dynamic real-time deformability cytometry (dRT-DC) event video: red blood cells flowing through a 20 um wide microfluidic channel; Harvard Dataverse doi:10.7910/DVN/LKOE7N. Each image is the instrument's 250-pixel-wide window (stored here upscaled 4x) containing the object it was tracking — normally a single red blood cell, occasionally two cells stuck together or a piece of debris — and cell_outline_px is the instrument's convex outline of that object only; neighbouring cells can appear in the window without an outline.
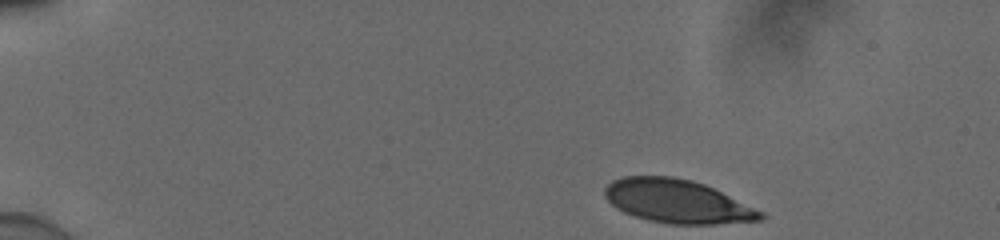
{"species": "human", "species_latin": "Homo sapiens", "temperature_condition": "cold", "stored_images_in_passage": 46, "camera_frame_rate_fps": 3000, "um_per_image_px": 0.085, "donor": {"sex": "male"}, "frame": {"image": 1, "passage_image": 1, "time_ms": 0.0, "image_size_px": [1000, 240], "cell_outline_px": [[768, 216], [764, 220], [716, 224], [668, 224], [648, 220], [624, 212], [616, 208], [604, 196], [604, 188], [612, 180], [624, 176], [672, 176], [692, 180], [704, 184], [764, 212]], "centroid_in_image_um": [57.58, 17.12], "position_along_channel_um": 27.4, "area_um2": 39.54}}
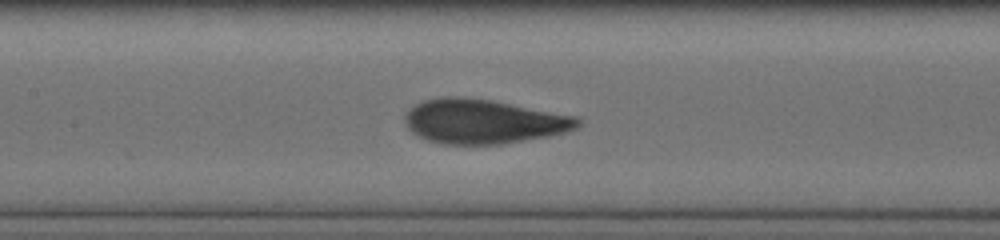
{"frame": {"image": 2, "passage_image": 20, "time_ms": 6.333, "image_size_px": [1000, 240], "cell_outline_px": [[580, 124], [576, 128], [568, 132], [548, 136], [500, 144], [444, 144], [428, 140], [416, 136], [408, 128], [404, 120], [404, 112], [412, 104], [424, 100], [440, 96], [460, 96], [492, 100], [580, 116]], "centroid_in_image_um": [41.07, 10.3], "position_along_channel_um": 166.3, "area_um2": 45.32}}
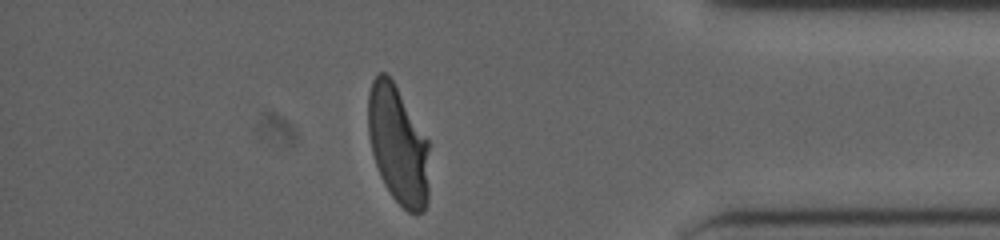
{"frame": {"image": 3, "passage_image": 40, "time_ms": 13.0, "image_size_px": [1000, 240], "cell_outline_px": [[428, 200], [424, 212], [416, 216], [408, 212], [392, 196], [384, 184], [380, 176], [372, 152], [368, 136], [368, 92], [372, 80], [380, 72], [384, 72], [392, 80], [428, 140]], "centroid_in_image_um": [33.83, 12.36], "position_along_channel_um": 401.4, "area_um2": 42.14}, "authors_computed_cell_mechanics": {"area_um2": 43.5523, "velocity_mm_per_s": 3.8851, "shape_relaxation_time_tau1_ms": 4.4662, "shape_relaxation_time_tau2_ms": null, "deformation_change_tau1": 0.1889, "deformation_change_tau2": null}}